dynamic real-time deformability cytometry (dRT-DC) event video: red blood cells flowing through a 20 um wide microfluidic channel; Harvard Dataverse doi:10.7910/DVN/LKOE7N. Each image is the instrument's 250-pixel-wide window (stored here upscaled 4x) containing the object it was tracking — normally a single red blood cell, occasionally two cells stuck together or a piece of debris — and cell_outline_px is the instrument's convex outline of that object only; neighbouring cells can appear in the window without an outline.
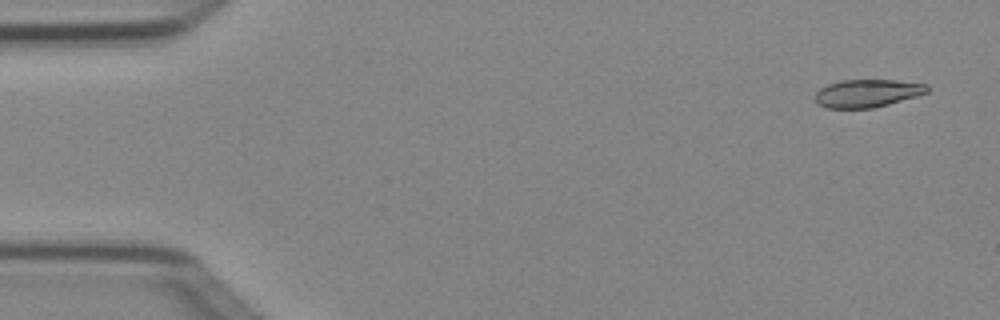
{"species": "Egyptian fruit bat (a non-hibernating species)", "species_latin": "Rousettus aegyptiacus", "temperature_condition": "cold", "stored_images_in_passage": 5, "camera_frame_rate_fps": 3000, "um_per_image_px": 0.085, "animal": {"sex": "female"}, "frame": {"image": 1, "passage_image": 1, "time_ms": 0.0, "image_size_px": [1000, 320], "cell_outline_px": [[928, 92], [916, 96], [888, 104], [872, 108], [828, 108], [816, 104], [816, 92], [820, 88], [828, 84], [840, 80], [896, 80], [928, 84]], "centroid_in_image_um": [73.71, 7.92], "position_along_channel_um": 11.3, "area_um2": 18.15}}
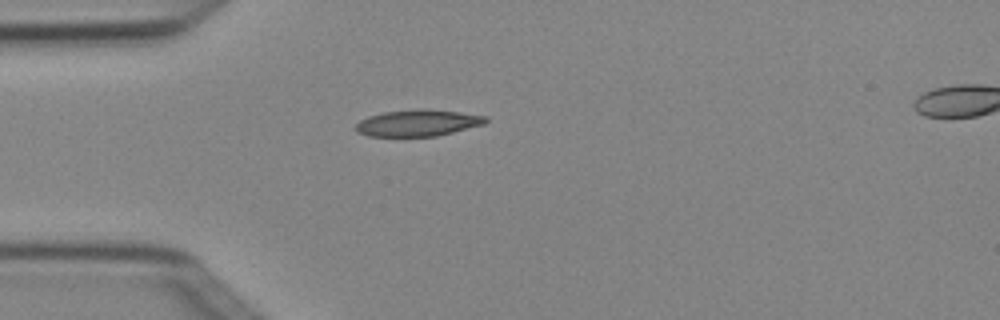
{"frame": {"image": 2, "passage_image": 4, "time_ms": 1.0, "image_size_px": [1000, 320], "cell_outline_px": [[488, 120], [484, 124], [436, 136], [368, 136], [356, 132], [352, 128], [360, 120], [368, 116], [384, 112], [424, 108], [428, 108], [460, 112], [488, 116]], "centroid_in_image_um": [35.49, 10.44], "position_along_channel_um": 49.5, "area_um2": 20.23}}